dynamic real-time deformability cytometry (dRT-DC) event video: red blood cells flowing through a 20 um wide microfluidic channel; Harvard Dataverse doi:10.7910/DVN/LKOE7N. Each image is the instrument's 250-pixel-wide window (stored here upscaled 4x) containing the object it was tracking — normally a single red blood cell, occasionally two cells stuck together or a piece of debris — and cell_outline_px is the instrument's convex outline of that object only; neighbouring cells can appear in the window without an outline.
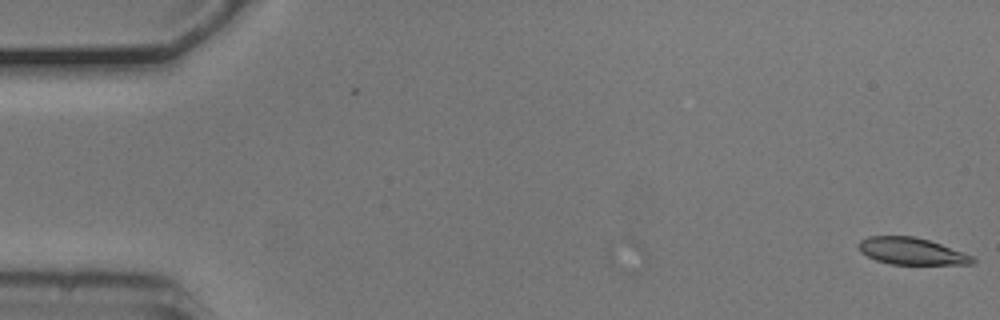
{"species": "common noctule bat (a hibernating species)", "species_latin": "Nyctalus noctula", "temperature_condition": "cold", "stored_images_in_passage": 2, "camera_frame_rate_fps": 3000, "um_per_image_px": 0.085, "animal": {"sex": "male", "body_mass_g": 20.5, "forearm_length_mm": 52.5}, "frame": {"image": 1, "passage_image": 2, "time_ms": 0.333, "image_size_px": [1000, 320], "cell_outline_px": [[976, 260], [972, 264], [892, 264], [876, 260], [860, 252], [856, 244], [860, 240], [868, 236], [912, 236], [928, 240], [940, 244], [972, 256]], "centroid_in_image_um": [77.42, 21.35], "position_along_channel_um": 7.6, "area_um2": 17.69}}